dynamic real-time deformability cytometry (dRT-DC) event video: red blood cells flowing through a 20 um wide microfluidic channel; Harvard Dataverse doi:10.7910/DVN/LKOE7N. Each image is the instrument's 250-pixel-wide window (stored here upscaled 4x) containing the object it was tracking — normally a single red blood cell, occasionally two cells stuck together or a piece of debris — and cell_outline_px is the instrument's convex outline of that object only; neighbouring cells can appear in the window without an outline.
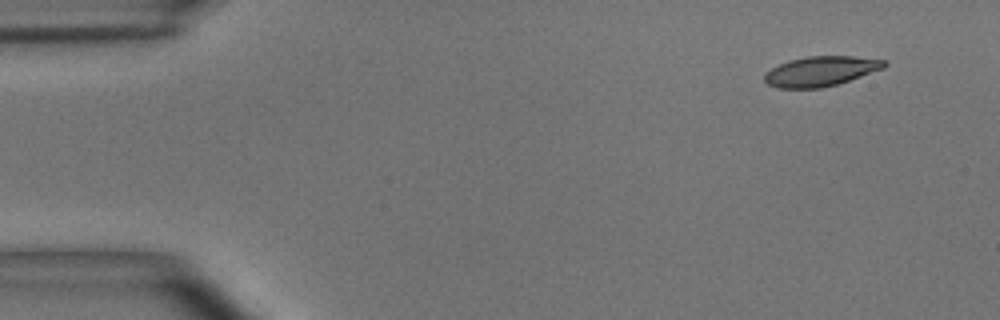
{"species": "common noctule bat (a hibernating species)", "species_latin": "Nyctalus noctula", "temperature_condition": "room temperature", "stored_images_in_passage": 4, "camera_frame_rate_fps": 3000, "um_per_image_px": 0.085, "animal": {"sex": "male", "body_mass_g": 15.6}, "frame": {"image": 1, "passage_image": 1, "time_ms": 0.0, "image_size_px": [1000, 320], "cell_outline_px": [[888, 64], [884, 68], [836, 84], [820, 88], [776, 88], [768, 84], [764, 80], [764, 76], [772, 68], [788, 60], [808, 56], [852, 56], [884, 60]], "centroid_in_image_um": [69.75, 6.05], "position_along_channel_um": 15.3, "area_um2": 20.58}}
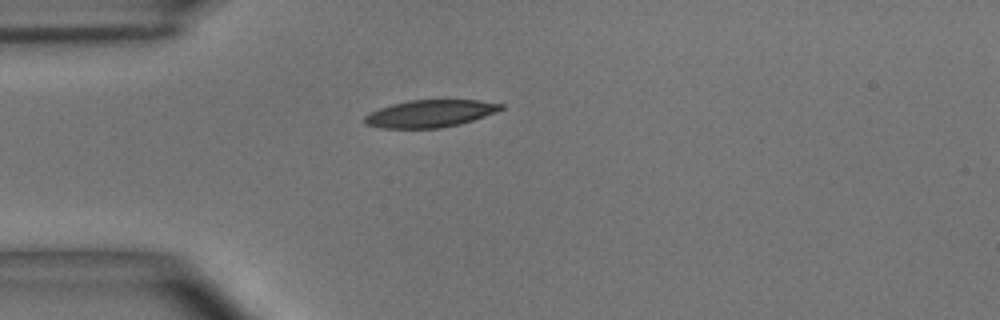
{"frame": {"image": 2, "passage_image": 4, "time_ms": 1.0, "image_size_px": [1000, 320], "cell_outline_px": [[504, 108], [496, 112], [460, 124], [440, 128], [380, 128], [364, 124], [364, 116], [368, 112], [392, 104], [408, 100], [480, 100], [504, 104]], "centroid_in_image_um": [36.53, 9.65], "position_along_channel_um": 48.5, "area_um2": 21.79}}